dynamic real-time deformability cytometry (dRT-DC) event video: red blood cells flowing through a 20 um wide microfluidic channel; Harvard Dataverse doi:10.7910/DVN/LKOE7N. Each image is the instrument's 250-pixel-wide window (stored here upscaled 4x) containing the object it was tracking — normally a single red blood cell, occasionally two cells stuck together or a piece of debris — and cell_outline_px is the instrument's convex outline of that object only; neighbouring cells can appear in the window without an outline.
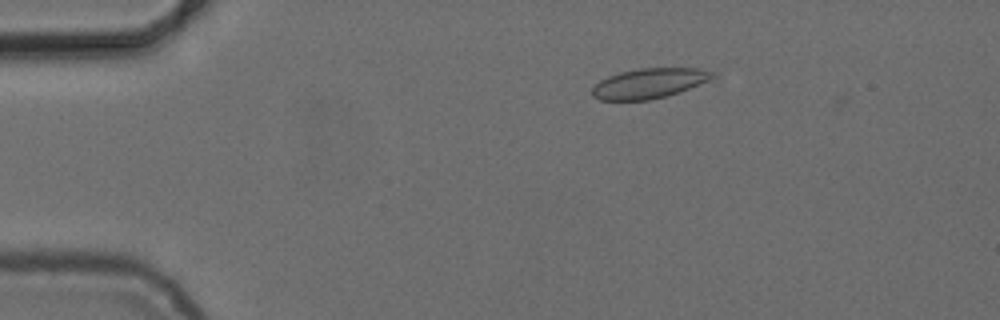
{"species": "common noctule bat (a hibernating species)", "species_latin": "Nyctalus noctula", "temperature_condition": "cold", "stored_images_in_passage": 7, "camera_frame_rate_fps": 3000, "um_per_image_px": 0.085, "animal": {"sex": "female", "body_mass_g": 24.6, "forearm_length_mm": 56.2}, "frame": {"image": 1, "passage_image": 1, "time_ms": 0.0, "image_size_px": [1000, 320], "cell_outline_px": [[716, 76], [708, 80], [688, 88], [664, 96], [648, 100], [600, 100], [592, 96], [592, 88], [600, 80], [608, 76], [620, 72], [640, 68], [700, 68], [716, 72]], "centroid_in_image_um": [55.16, 7.07], "position_along_channel_um": 29.8, "area_um2": 20.81}}
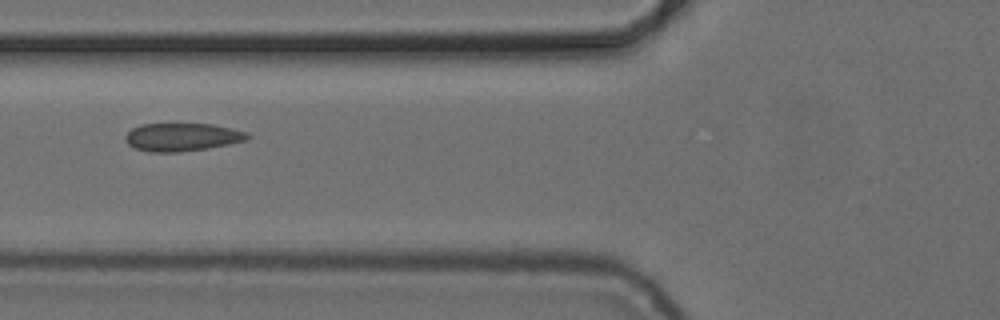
{"frame": {"image": 2, "passage_image": 4, "time_ms": 3.667, "image_size_px": [1000, 320], "cell_outline_px": [[252, 136], [248, 140], [228, 144], [180, 152], [148, 152], [136, 148], [128, 144], [124, 140], [124, 136], [132, 128], [140, 124], [212, 124], [232, 128], [244, 132]], "centroid_in_image_um": [15.45, 11.65], "position_along_channel_um": 110.3, "area_um2": 19.88}}
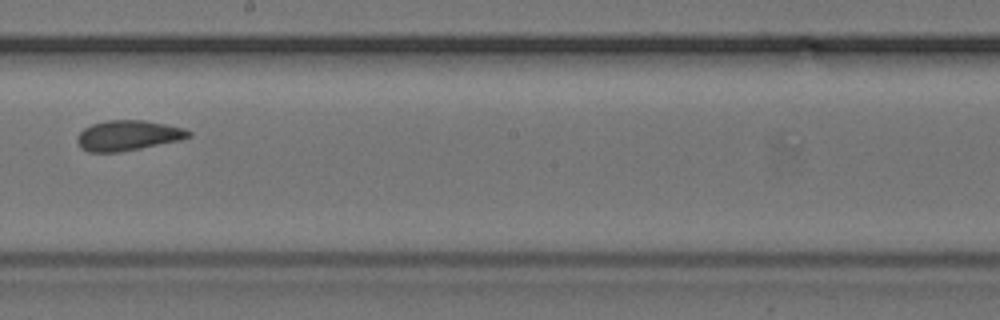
{"frame": {"image": 3, "passage_image": 7, "time_ms": 7.0, "image_size_px": [1000, 320], "cell_outline_px": [[192, 136], [180, 140], [120, 152], [88, 152], [80, 148], [76, 140], [76, 136], [84, 128], [92, 124], [108, 120], [144, 120], [184, 128], [192, 132]], "centroid_in_image_um": [10.86, 11.52], "position_along_channel_um": 237.3, "area_um2": 19.65}}